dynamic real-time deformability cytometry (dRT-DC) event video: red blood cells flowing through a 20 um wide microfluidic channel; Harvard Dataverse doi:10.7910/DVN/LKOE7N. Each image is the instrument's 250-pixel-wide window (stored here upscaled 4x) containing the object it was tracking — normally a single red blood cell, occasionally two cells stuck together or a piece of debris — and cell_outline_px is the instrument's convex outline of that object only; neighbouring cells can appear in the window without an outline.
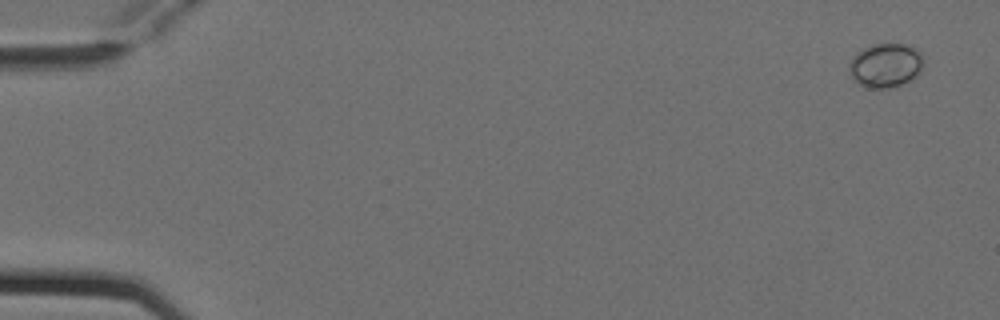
{"species": "Egyptian fruit bat (a non-hibernating species)", "species_latin": "Rousettus aegyptiacus", "temperature_condition": "cold", "stored_images_in_passage": 5, "camera_frame_rate_fps": 3000, "um_per_image_px": 0.085, "animal": {"sex": "female"}, "frame": {"image": 1, "passage_image": 1, "time_ms": 0.0, "image_size_px": [1000, 320], "cell_outline_px": [[920, 72], [916, 76], [896, 88], [868, 88], [860, 84], [852, 76], [848, 64], [856, 52], [864, 48], [876, 44], [904, 44], [916, 48], [920, 52]], "centroid_in_image_um": [75.25, 5.56], "position_along_channel_um": 9.7, "area_um2": 18.84}}
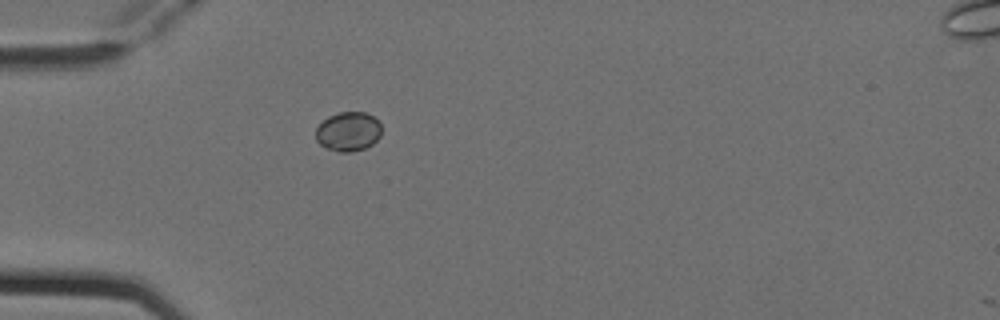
{"frame": {"image": 2, "passage_image": 5, "time_ms": 1.333, "image_size_px": [1000, 320], "cell_outline_px": [[380, 136], [372, 144], [364, 148], [352, 152], [340, 152], [328, 148], [320, 144], [316, 140], [316, 128], [328, 116], [340, 112], [364, 112], [372, 116], [380, 124]], "centroid_in_image_um": [29.59, 11.18], "position_along_channel_um": 55.4, "area_um2": 14.85}}